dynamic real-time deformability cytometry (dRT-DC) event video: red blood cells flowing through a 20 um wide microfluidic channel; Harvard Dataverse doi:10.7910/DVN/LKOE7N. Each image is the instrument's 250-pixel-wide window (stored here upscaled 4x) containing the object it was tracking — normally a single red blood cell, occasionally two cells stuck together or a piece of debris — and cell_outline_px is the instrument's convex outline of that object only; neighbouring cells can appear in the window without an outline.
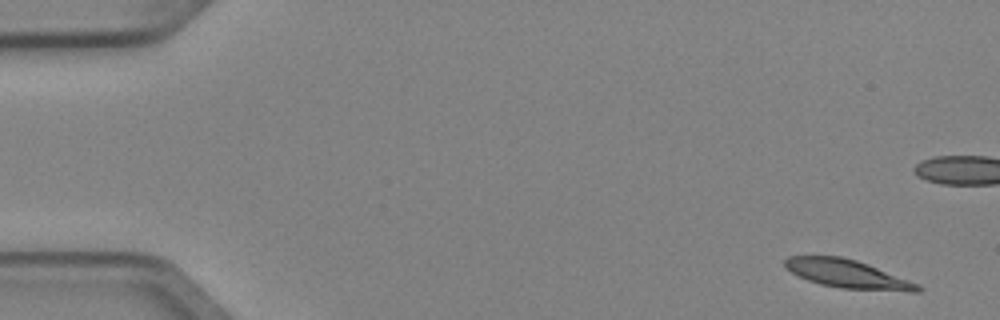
{"species": "Egyptian fruit bat (a non-hibernating species)", "species_latin": "Rousettus aegyptiacus", "temperature_condition": "cold", "stored_images_in_passage": 6, "camera_frame_rate_fps": 3000, "um_per_image_px": 0.085, "animal": {"sex": "female"}, "frame": {"image": 1, "passage_image": 1, "time_ms": 0.0, "image_size_px": [1000, 320], "cell_outline_px": [[924, 288], [920, 292], [908, 292], [840, 288], [820, 284], [808, 280], [784, 268], [784, 260], [788, 256], [840, 256], [856, 260], [868, 264], [920, 284]], "centroid_in_image_um": [72.08, 23.29], "position_along_channel_um": 12.9, "area_um2": 22.08}}
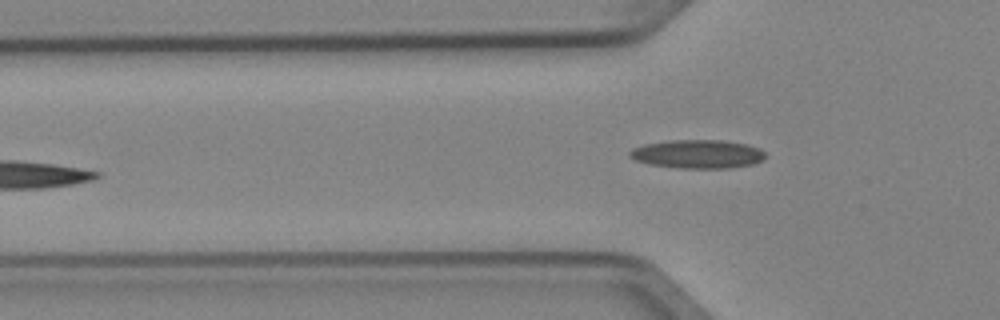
{"frame": {"image": 2, "passage_image": 6, "time_ms": 1.667, "image_size_px": [1000, 320], "cell_outline_px": [[764, 160], [752, 164], [728, 168], [676, 168], [648, 164], [636, 160], [628, 156], [628, 152], [632, 148], [644, 144], [672, 140], [720, 140], [748, 144], [760, 148], [764, 152]], "centroid_in_image_um": [59.28, 13.09], "position_along_channel_um": 66.5, "area_um2": 22.72}}